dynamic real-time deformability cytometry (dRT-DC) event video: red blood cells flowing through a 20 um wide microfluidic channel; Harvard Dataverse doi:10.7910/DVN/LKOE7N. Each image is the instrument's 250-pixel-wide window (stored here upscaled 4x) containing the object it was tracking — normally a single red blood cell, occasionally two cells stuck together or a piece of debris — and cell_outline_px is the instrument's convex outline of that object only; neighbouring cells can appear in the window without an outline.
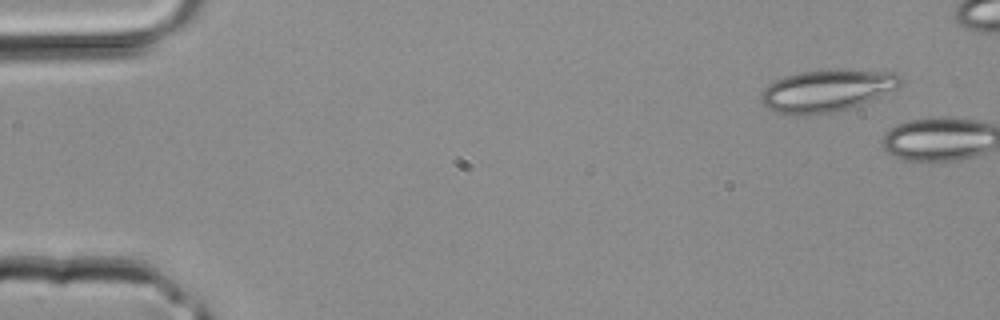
{"species": "common noctule bat (a hibernating species)", "species_latin": "Nyctalus noctula", "temperature_condition": "room temperature", "stored_images_in_passage": 7, "segment_of_instrument_passage": [1, 2], "camera_frame_rate_fps": 3000, "um_per_image_px": 0.085, "animal": {"sex": "male", "body_mass_g": 20.4}, "frame": {"image": 1, "passage_image": 1, "time_ms": 0.0, "image_size_px": [1000, 320], "cell_outline_px": [[904, 84], [896, 88], [860, 104], [848, 108], [832, 112], [804, 116], [792, 116], [776, 112], [768, 108], [760, 100], [760, 92], [768, 84], [784, 76], [800, 72], [896, 72], [904, 80]], "centroid_in_image_um": [70.21, 7.76], "position_along_channel_um": 14.8, "area_um2": 33.29}}